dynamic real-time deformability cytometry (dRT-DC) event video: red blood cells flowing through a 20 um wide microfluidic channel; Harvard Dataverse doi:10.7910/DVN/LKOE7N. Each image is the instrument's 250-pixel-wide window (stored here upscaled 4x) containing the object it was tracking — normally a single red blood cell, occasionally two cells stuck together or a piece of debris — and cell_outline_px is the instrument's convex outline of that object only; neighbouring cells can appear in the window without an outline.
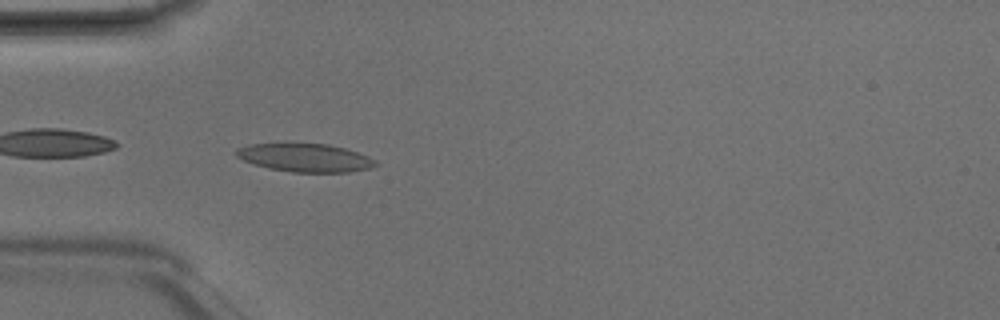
{"species": "Egyptian fruit bat (a non-hibernating species)", "species_latin": "Rousettus aegyptiacus", "temperature_condition": "room temperature", "stored_images_in_passage": 4, "camera_frame_rate_fps": 3000, "um_per_image_px": 0.085, "animal": {"sex": "male"}, "frame": {"image": 1, "passage_image": 4, "time_ms": 1.0, "image_size_px": [1000, 320], "cell_outline_px": [[376, 164], [372, 168], [348, 172], [292, 172], [268, 168], [244, 160], [236, 156], [236, 148], [248, 144], [288, 140], [328, 144], [344, 148], [368, 156], [376, 160]], "centroid_in_image_um": [25.87, 13.35], "position_along_channel_um": 59.1, "area_um2": 23.81}}